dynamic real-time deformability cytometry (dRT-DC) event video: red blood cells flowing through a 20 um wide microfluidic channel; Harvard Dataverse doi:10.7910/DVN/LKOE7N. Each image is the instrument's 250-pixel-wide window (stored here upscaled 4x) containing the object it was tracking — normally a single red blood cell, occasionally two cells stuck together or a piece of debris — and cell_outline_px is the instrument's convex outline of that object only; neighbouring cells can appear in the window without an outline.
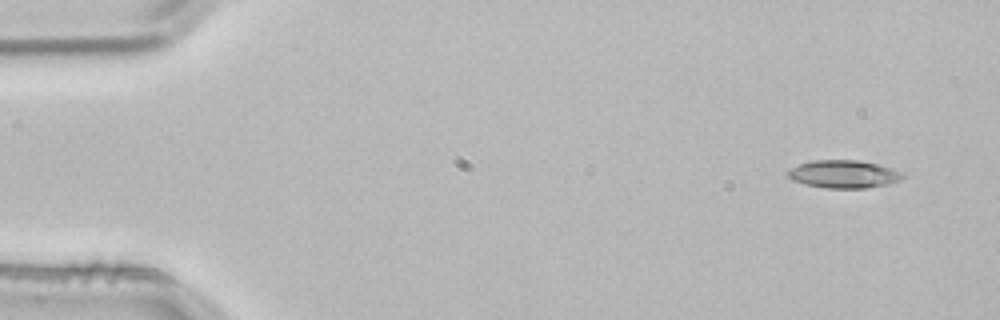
{"species": "common noctule bat (a hibernating species)", "species_latin": "Nyctalus noctula", "temperature_condition": "room temperature", "stored_images_in_passage": 4, "camera_frame_rate_fps": 3000, "um_per_image_px": 0.085, "animal": {"sex": "male", "body_mass_g": 21.5, "forearm_length_mm": 52.0}, "frame": {"image": 1, "passage_image": 1, "time_ms": 0.0, "image_size_px": [1000, 320], "cell_outline_px": [[904, 176], [900, 180], [888, 184], [868, 188], [824, 188], [804, 184], [792, 180], [788, 176], [788, 168], [812, 160], [856, 160], [880, 164], [892, 168], [900, 172]], "centroid_in_image_um": [71.7, 14.8], "position_along_channel_um": 13.3, "area_um2": 18.73}}